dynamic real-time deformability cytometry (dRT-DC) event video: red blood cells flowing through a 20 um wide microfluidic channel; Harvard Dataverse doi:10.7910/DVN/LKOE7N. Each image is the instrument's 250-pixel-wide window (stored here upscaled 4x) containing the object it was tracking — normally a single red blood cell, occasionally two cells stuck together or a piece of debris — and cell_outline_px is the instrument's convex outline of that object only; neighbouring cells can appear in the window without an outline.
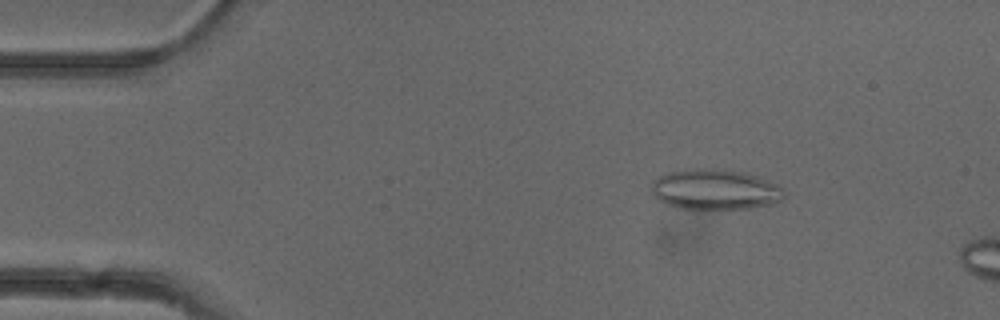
{"species": "common noctule bat (a hibernating species)", "species_latin": "Nyctalus noctula", "temperature_condition": "cold", "stored_images_in_passage": 13, "camera_frame_rate_fps": 3000, "um_per_image_px": 0.085, "animal": {"sex": "female"}, "frame": {"image": 1, "passage_image": 8, "time_ms": 2.333, "image_size_px": [1000, 320], "cell_outline_px": [[788, 196], [772, 204], [748, 208], [676, 208], [664, 204], [652, 192], [652, 180], [668, 172], [680, 168], [712, 168], [740, 172], [756, 176], [768, 180], [784, 188]], "centroid_in_image_um": [60.78, 16.09], "position_along_channel_um": 24.2, "area_um2": 31.39}}